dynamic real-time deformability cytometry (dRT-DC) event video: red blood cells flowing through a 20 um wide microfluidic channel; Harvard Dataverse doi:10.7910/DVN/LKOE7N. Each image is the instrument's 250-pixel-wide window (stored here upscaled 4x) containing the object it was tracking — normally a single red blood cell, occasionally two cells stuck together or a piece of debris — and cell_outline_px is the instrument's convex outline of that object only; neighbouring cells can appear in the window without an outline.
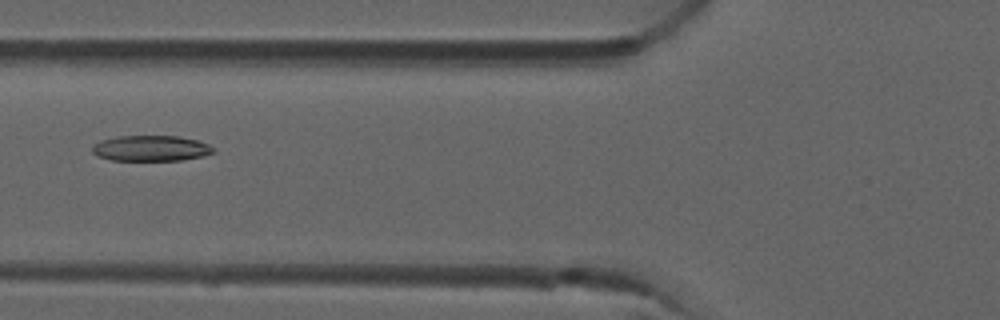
{"species": "common noctule bat (a hibernating species)", "species_latin": "Nyctalus noctula", "temperature_condition": "room temperature", "stored_images_in_passage": 4, "camera_frame_rate_fps": 3000, "um_per_image_px": 0.085, "animal": {"sex": "male", "forearm_length_mm": 52.5}, "frame": {"image": 1, "passage_image": 4, "time_ms": 1.0, "image_size_px": [1000, 320], "cell_outline_px": [[216, 152], [204, 156], [180, 160], [112, 160], [96, 156], [92, 152], [92, 148], [100, 140], [116, 136], [176, 136], [196, 140], [208, 144], [216, 148]], "centroid_in_image_um": [12.85, 12.61], "position_along_channel_um": 113.0, "area_um2": 18.15}}